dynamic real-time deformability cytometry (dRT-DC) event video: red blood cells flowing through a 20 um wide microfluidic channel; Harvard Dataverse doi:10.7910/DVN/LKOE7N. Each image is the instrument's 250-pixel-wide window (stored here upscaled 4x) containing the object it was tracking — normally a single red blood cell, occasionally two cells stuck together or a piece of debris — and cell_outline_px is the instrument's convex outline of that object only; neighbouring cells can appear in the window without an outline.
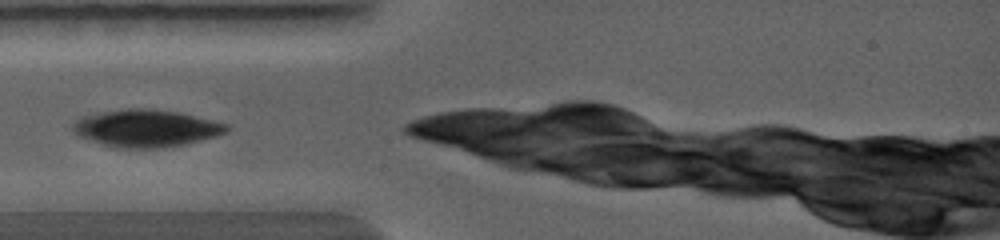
{"species": "common noctule bat (a hibernating species)", "species_latin": "Nyctalus noctula", "temperature_condition": "warm", "stored_images_in_passage": 50, "camera_frame_rate_fps": 5000, "um_per_image_px": 0.085, "animal": {"sex": "female", "body_mass_g": 19.0, "forearm_length_mm": 56.7}, "frame": {"image": 1, "passage_image": 1, "time_ms": 0.0, "image_size_px": [1000, 240], "cell_outline_px": [[228, 128], [224, 132], [188, 144], [164, 148], [112, 148], [84, 136], [76, 128], [76, 124], [80, 120], [88, 116], [104, 112], [128, 108], [148, 108], [176, 112], [224, 124]], "centroid_in_image_um": [12.48, 10.92], "position_along_channel_um": 72.5, "area_um2": 31.91}}
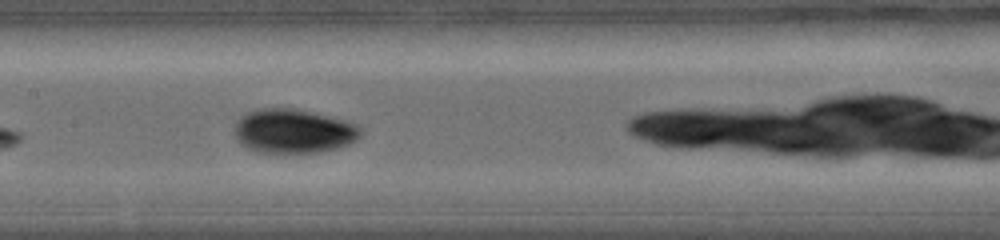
{"frame": {"image": 2, "passage_image": 13, "time_ms": 2.0, "image_size_px": [1000, 240], "cell_outline_px": [[356, 136], [348, 144], [336, 148], [320, 152], [256, 152], [248, 148], [240, 140], [236, 132], [236, 124], [240, 116], [248, 112], [260, 108], [296, 108], [352, 124], [356, 128]], "centroid_in_image_um": [24.83, 11.14], "position_along_channel_um": 182.6, "area_um2": 31.04}}
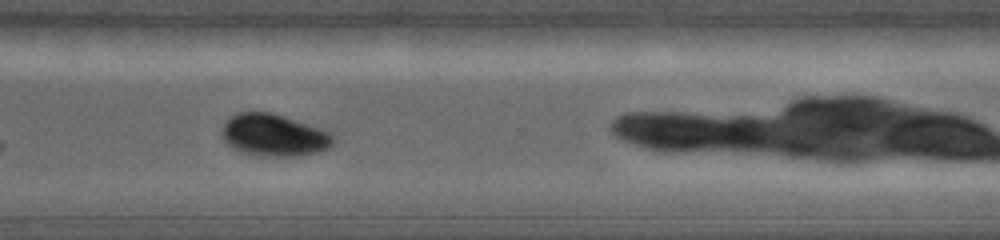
{"frame": {"image": 3, "passage_image": 33, "time_ms": 5.0, "image_size_px": [1000, 240], "cell_outline_px": [[332, 140], [324, 148], [312, 152], [292, 156], [268, 156], [248, 152], [232, 144], [224, 136], [224, 124], [232, 116], [240, 112], [268, 112], [292, 120], [324, 132]], "centroid_in_image_um": [23.2, 11.47], "position_along_channel_um": 347.4, "area_um2": 24.8}}